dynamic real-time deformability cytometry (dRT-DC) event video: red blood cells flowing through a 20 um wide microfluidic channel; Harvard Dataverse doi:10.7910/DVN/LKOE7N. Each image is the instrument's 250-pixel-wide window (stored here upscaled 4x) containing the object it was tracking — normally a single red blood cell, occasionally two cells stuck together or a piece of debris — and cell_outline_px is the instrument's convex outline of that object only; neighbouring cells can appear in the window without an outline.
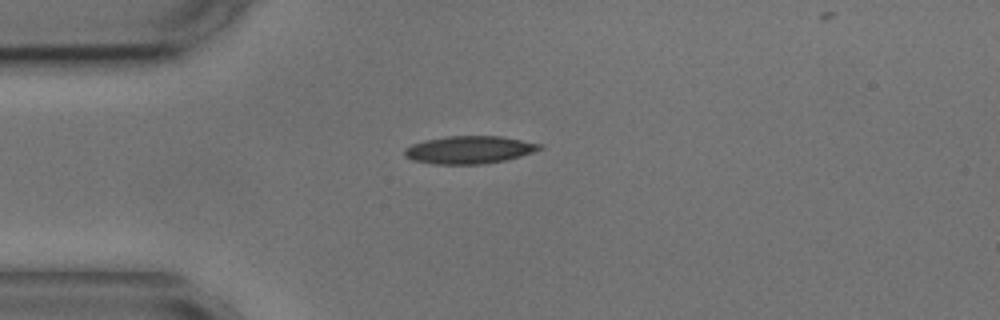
{"species": "common noctule bat (a hibernating species)", "species_latin": "Nyctalus noctula", "temperature_condition": "cold", "stored_images_in_passage": 2, "camera_frame_rate_fps": 3000, "um_per_image_px": 0.085, "animal": {"sex": "male", "body_mass_g": 17.9, "forearm_length_mm": 54.2}, "frame": {"image": 1, "passage_image": 1, "time_ms": 0.0, "image_size_px": [1000, 320], "cell_outline_px": [[544, 148], [508, 160], [484, 164], [432, 164], [412, 160], [404, 156], [404, 148], [412, 144], [424, 140], [448, 136], [504, 136], [544, 144]], "centroid_in_image_um": [39.91, 12.73], "position_along_channel_um": 45.1, "area_um2": 22.14}}
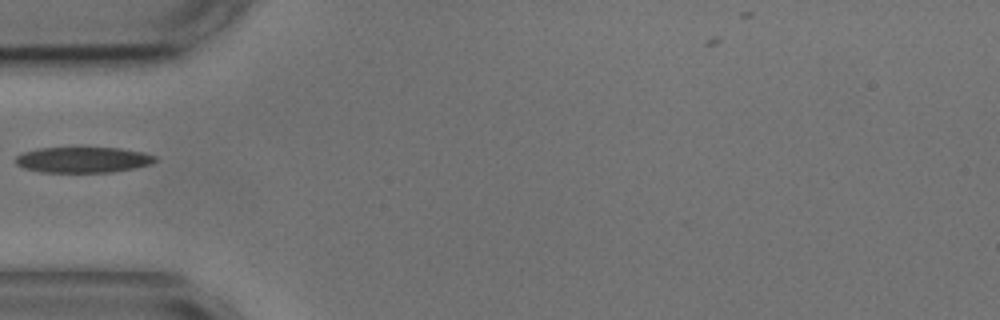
{"frame": {"image": 2, "passage_image": 2, "time_ms": 1.333, "image_size_px": [1000, 320], "cell_outline_px": [[156, 160], [152, 164], [136, 168], [112, 172], [40, 172], [24, 168], [16, 164], [16, 156], [24, 152], [40, 148], [120, 148], [144, 152], [156, 156]], "centroid_in_image_um": [7.09, 13.59], "position_along_channel_um": 77.9, "area_um2": 20.92}}